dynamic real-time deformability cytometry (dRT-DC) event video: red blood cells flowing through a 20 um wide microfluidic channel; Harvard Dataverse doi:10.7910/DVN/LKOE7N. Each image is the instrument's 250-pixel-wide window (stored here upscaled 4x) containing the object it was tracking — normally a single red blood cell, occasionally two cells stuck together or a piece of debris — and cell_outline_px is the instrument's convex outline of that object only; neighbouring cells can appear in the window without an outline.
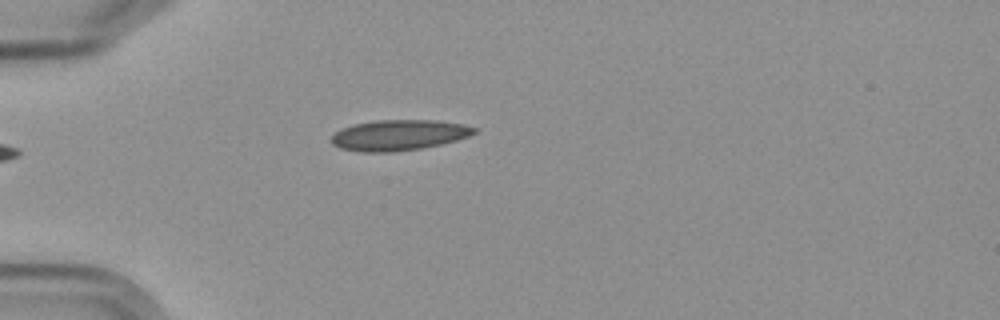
{"species": "Egyptian fruit bat (a non-hibernating species)", "species_latin": "Rousettus aegyptiacus", "temperature_condition": "cold", "stored_images_in_passage": 12, "camera_frame_rate_fps": 3000, "um_per_image_px": 0.085, "frame": {"image": 1, "passage_image": 1, "time_ms": 0.0, "image_size_px": [1000, 320], "cell_outline_px": [[476, 132], [468, 136], [456, 140], [424, 148], [396, 152], [360, 152], [340, 148], [332, 144], [332, 136], [340, 128], [352, 124], [376, 120], [436, 120], [460, 124], [476, 128]], "centroid_in_image_um": [33.86, 11.49], "position_along_channel_um": 51.1, "area_um2": 25.55}}
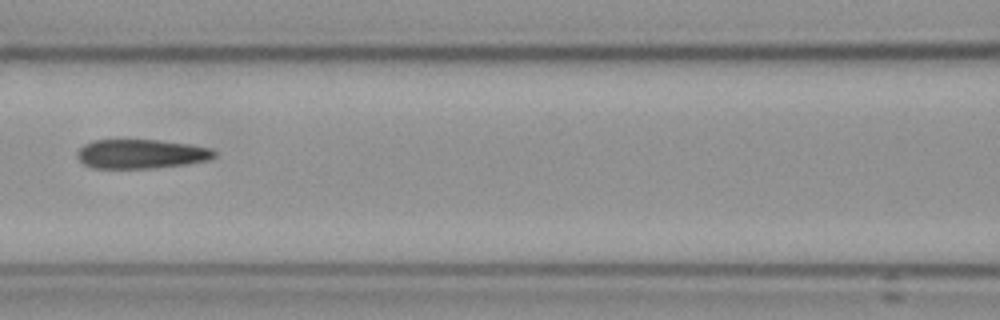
{"frame": {"image": 2, "passage_image": 4, "time_ms": 3.333, "image_size_px": [1000, 320], "cell_outline_px": [[216, 156], [208, 160], [184, 164], [152, 168], [92, 168], [84, 164], [76, 156], [76, 152], [84, 144], [92, 140], [156, 140], [188, 144], [212, 148], [216, 152]], "centroid_in_image_um": [11.97, 13.08], "position_along_channel_um": 154.6, "area_um2": 23.29}}
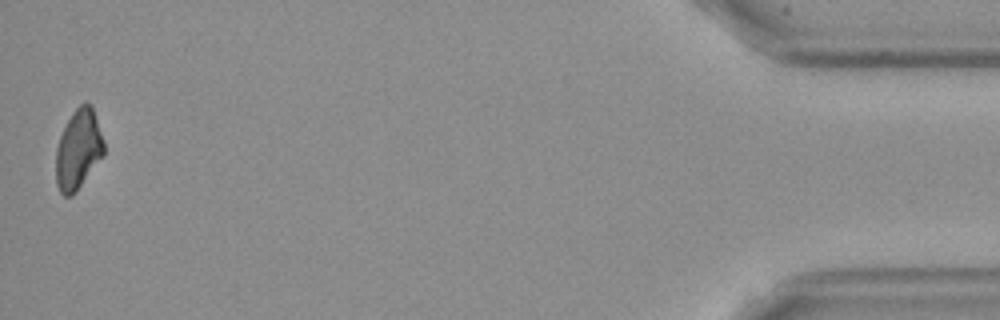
{"frame": {"image": 3, "passage_image": 12, "time_ms": 13.333, "image_size_px": [1000, 320], "cell_outline_px": [[104, 152], [72, 196], [64, 196], [60, 192], [56, 184], [56, 148], [60, 136], [72, 112], [84, 100], [92, 108], [104, 140]], "centroid_in_image_um": [6.63, 12.69], "position_along_channel_um": 428.6, "area_um2": 21.79}, "authors_computed_cell_mechanics": {"area_um2": 23.9581, "velocity_mm_per_s": 3.5771, "shape_relaxation_time_tau1_ms": null, "shape_relaxation_time_tau2_ms": 3.4548, "deformation_change_tau1": null, "deformation_change_tau2": 0.0701}}